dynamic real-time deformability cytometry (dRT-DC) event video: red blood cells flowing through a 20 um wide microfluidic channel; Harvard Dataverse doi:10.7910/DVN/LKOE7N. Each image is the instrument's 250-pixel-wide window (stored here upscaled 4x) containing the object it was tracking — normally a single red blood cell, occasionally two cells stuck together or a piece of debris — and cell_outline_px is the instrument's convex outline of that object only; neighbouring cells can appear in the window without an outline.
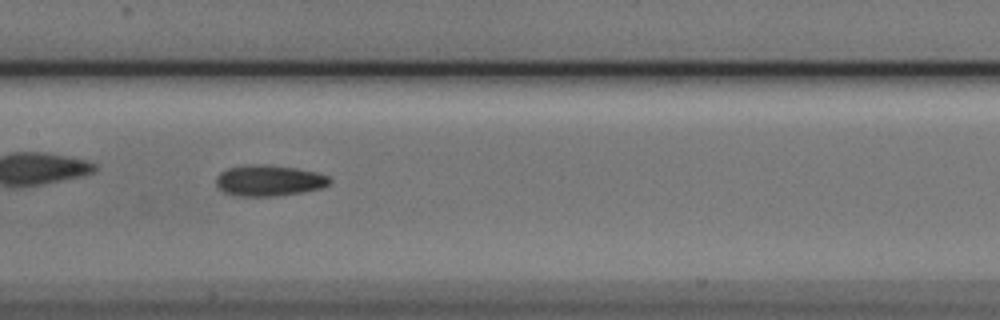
{"species": "Egyptian fruit bat (a non-hibernating species)", "species_latin": "Rousettus aegyptiacus", "temperature_condition": "cold", "stored_images_in_passage": 10, "camera_frame_rate_fps": 3000, "um_per_image_px": 0.085, "animal": {"sex": "male"}, "frame": {"image": 1, "passage_image": 7, "time_ms": 2.0, "image_size_px": [1000, 320], "cell_outline_px": [[332, 180], [328, 184], [320, 188], [300, 192], [272, 196], [240, 196], [224, 192], [216, 184], [216, 176], [220, 172], [228, 168], [252, 164], [268, 164], [296, 168], [316, 172], [328, 176]], "centroid_in_image_um": [22.84, 15.33], "position_along_channel_um": 184.6, "area_um2": 20.35}}
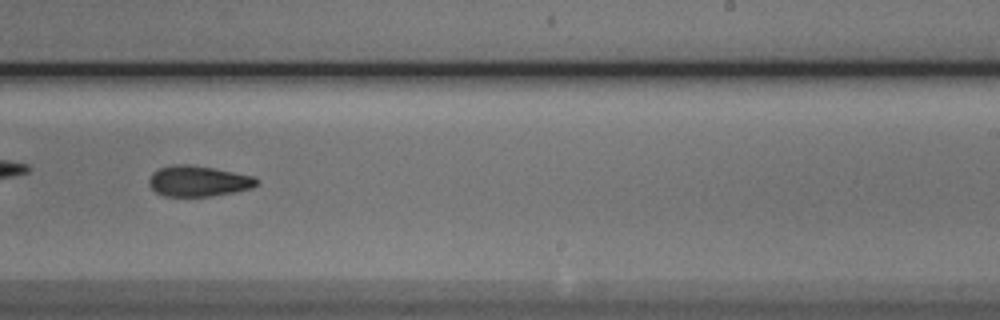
{"frame": {"image": 2, "passage_image": 9, "time_ms": 2.667, "image_size_px": [1000, 320], "cell_outline_px": [[260, 184], [252, 188], [212, 196], [164, 196], [156, 192], [148, 184], [148, 180], [152, 172], [160, 168], [172, 164], [188, 164], [212, 168], [252, 176], [260, 180]], "centroid_in_image_um": [16.84, 15.39], "position_along_channel_um": 272.2, "area_um2": 19.25}}
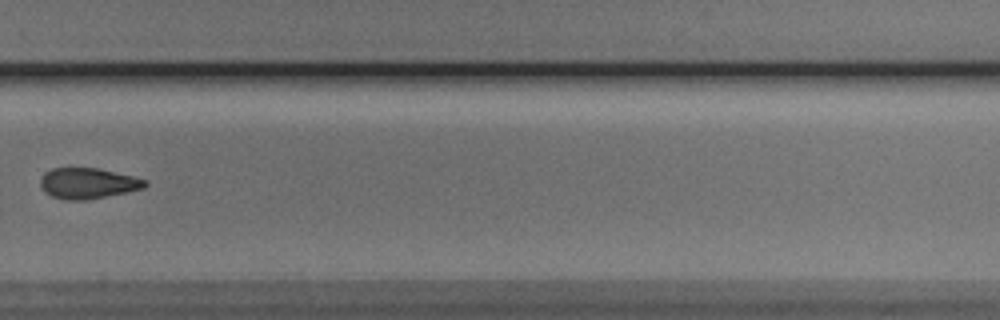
{"frame": {"image": 3, "passage_image": 10, "time_ms": 3.0, "image_size_px": [1000, 320], "cell_outline_px": [[148, 184], [144, 188], [88, 200], [68, 200], [52, 196], [44, 192], [40, 184], [40, 180], [44, 172], [52, 168], [96, 168], [132, 176], [148, 180]], "centroid_in_image_um": [7.45, 15.58], "position_along_channel_um": 322.3, "area_um2": 18.67}}